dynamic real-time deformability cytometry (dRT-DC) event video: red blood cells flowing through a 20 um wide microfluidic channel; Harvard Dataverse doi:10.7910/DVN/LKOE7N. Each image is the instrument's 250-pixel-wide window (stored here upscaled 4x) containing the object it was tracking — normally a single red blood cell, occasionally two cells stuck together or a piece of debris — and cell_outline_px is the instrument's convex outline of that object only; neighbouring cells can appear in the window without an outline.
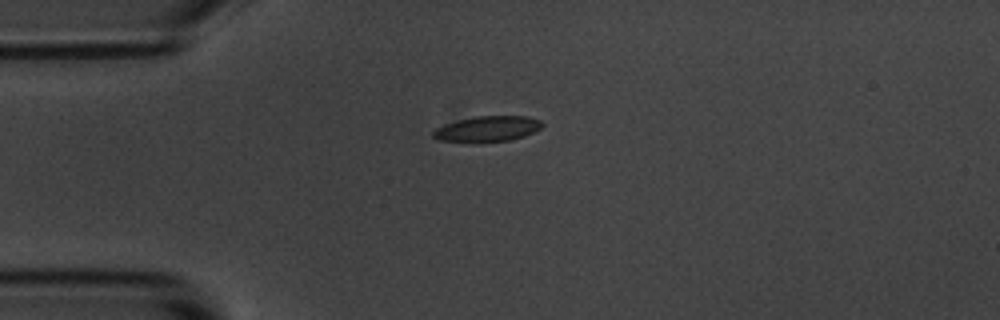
{"species": "common noctule bat (a hibernating species)", "species_latin": "Nyctalus noctula", "temperature_condition": "room temperature", "stored_images_in_passage": 1, "camera_frame_rate_fps": 3000, "um_per_image_px": 0.085, "animal": {"sex": "male", "body_mass_g": 20.1, "forearm_length_mm": 53.5}, "frame": {"image": 1, "passage_image": 1, "time_ms": 0.0, "image_size_px": [1000, 320], "cell_outline_px": [[544, 124], [540, 128], [524, 136], [508, 140], [476, 144], [472, 144], [440, 140], [432, 136], [432, 132], [436, 128], [460, 120], [476, 116], [528, 116], [540, 120]], "centroid_in_image_um": [41.42, 10.98], "position_along_channel_um": 43.6, "area_um2": 16.42}}